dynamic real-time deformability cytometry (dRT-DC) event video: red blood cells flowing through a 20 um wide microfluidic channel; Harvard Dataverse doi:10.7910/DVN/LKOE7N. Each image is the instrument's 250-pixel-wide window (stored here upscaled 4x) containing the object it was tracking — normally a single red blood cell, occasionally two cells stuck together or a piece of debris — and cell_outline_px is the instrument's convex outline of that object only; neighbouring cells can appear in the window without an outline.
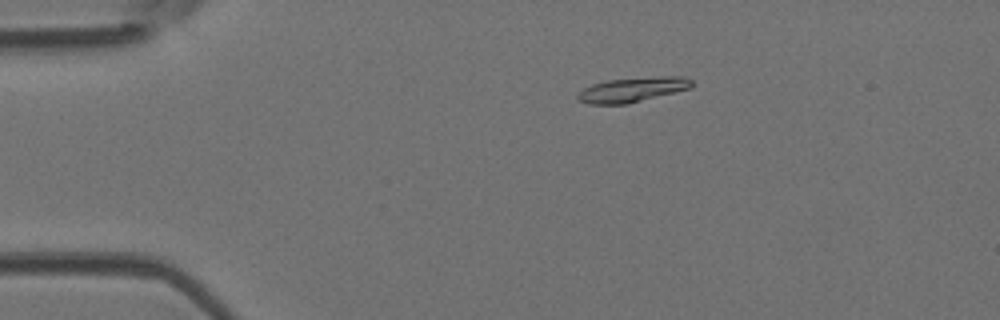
{"species": "Egyptian fruit bat (a non-hibernating species)", "species_latin": "Rousettus aegyptiacus", "temperature_condition": "room temperature", "stored_images_in_passage": 5, "camera_frame_rate_fps": 3000, "um_per_image_px": 0.085, "animal": {"sex": "female"}, "frame": {"image": 1, "passage_image": 3, "time_ms": 0.667, "image_size_px": [1000, 320], "cell_outline_px": [[692, 84], [688, 88], [628, 104], [588, 104], [580, 100], [576, 96], [584, 88], [592, 84], [608, 80], [660, 76], [684, 76], [692, 80]], "centroid_in_image_um": [53.73, 7.61], "position_along_channel_um": 31.3, "area_um2": 16.13}}
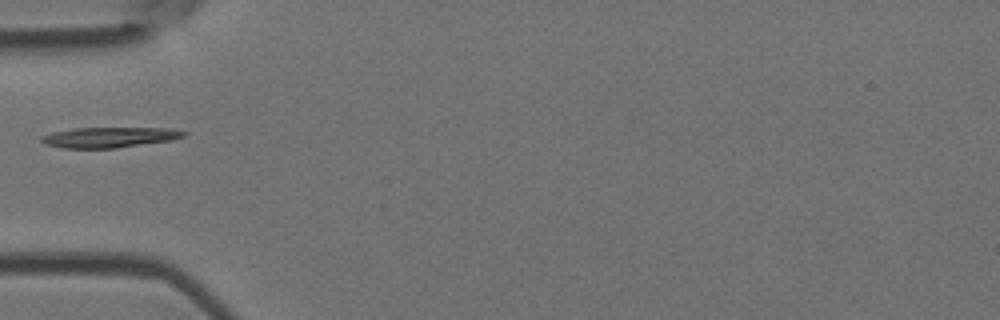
{"frame": {"image": 2, "passage_image": 5, "time_ms": 1.333, "image_size_px": [1000, 320], "cell_outline_px": [[188, 132], [184, 136], [172, 140], [116, 148], [60, 148], [44, 144], [40, 140], [40, 136], [52, 132], [76, 128], [172, 128]], "centroid_in_image_um": [9.28, 11.67], "position_along_channel_um": 75.7, "area_um2": 16.99}}